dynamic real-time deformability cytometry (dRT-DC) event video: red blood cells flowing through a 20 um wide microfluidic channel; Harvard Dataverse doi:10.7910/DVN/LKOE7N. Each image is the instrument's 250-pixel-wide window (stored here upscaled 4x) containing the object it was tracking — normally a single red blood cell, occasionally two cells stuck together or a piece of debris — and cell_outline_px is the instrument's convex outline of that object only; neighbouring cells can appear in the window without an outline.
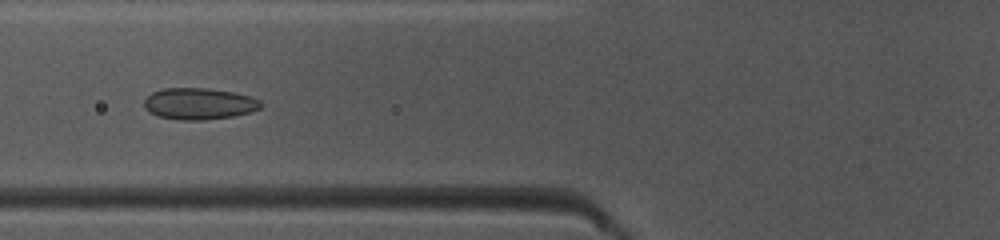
{"species": "common noctule bat (a hibernating species)", "species_latin": "Nyctalus noctula", "temperature_condition": "warm", "stored_images_in_passage": 38, "camera_frame_rate_fps": 3000, "um_per_image_px": 0.085, "animal": {"sex": "female", "body_mass_g": 10.0, "forearm_length_mm": 53.1}, "frame": {"image": 1, "passage_image": 9, "time_ms": 2.667, "image_size_px": [1000, 240], "cell_outline_px": [[264, 104], [260, 108], [248, 112], [232, 116], [204, 120], [180, 120], [156, 116], [148, 112], [144, 108], [144, 100], [152, 92], [164, 88], [208, 88], [232, 92], [248, 96], [260, 100]], "centroid_in_image_um": [16.88, 8.82], "position_along_channel_um": 108.9, "area_um2": 21.44}}
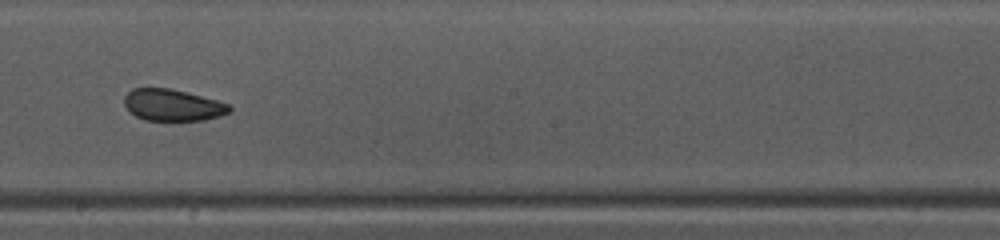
{"frame": {"image": 2, "passage_image": 18, "time_ms": 5.667, "image_size_px": [1000, 240], "cell_outline_px": [[232, 112], [220, 116], [204, 120], [144, 120], [128, 112], [124, 104], [124, 96], [132, 88], [168, 88], [216, 100], [228, 104], [232, 108]], "centroid_in_image_um": [14.65, 8.94], "position_along_channel_um": 233.6, "area_um2": 19.36}}
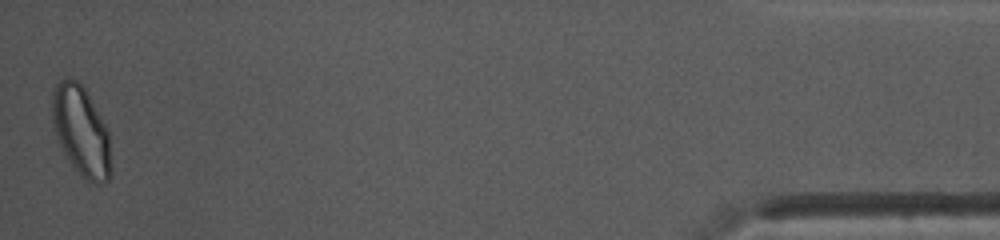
{"frame": {"image": 3, "passage_image": 38, "time_ms": 12.333, "image_size_px": [1000, 240], "cell_outline_px": [[112, 176], [108, 180], [100, 184], [96, 184], [80, 176], [64, 152], [60, 144], [52, 120], [52, 92], [56, 84], [60, 80], [76, 80], [84, 88], [108, 128], [112, 168]], "centroid_in_image_um": [6.94, 11.19], "position_along_channel_um": 428.3, "area_um2": 30.63}, "authors_computed_cell_mechanics": {"area_um2": 21.2993, "velocity_mm_per_s": 4.1436, "shape_relaxation_time_tau1_ms": null, "shape_relaxation_time_tau2_ms": 1.2541, "deformation_change_tau1": null, "deformation_change_tau2": 0.0675}}